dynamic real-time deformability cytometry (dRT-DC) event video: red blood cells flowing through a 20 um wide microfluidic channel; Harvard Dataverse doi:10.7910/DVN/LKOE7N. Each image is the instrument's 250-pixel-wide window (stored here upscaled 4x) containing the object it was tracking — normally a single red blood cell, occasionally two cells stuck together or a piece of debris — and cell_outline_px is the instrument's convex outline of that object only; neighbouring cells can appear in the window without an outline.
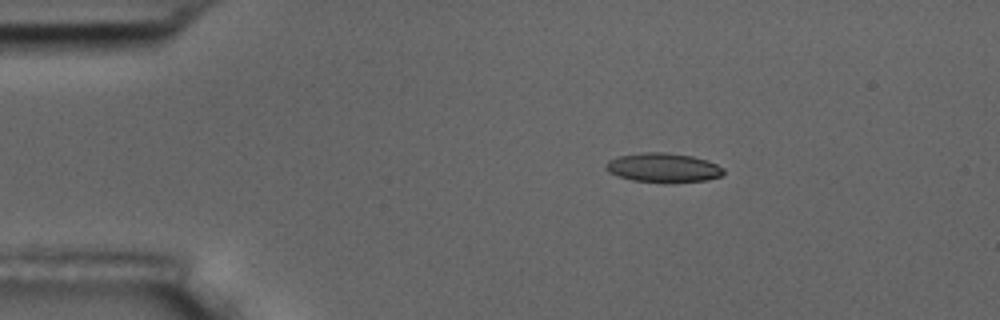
{"species": "common noctule bat (a hibernating species)", "species_latin": "Nyctalus noctula", "temperature_condition": "room temperature", "stored_images_in_passage": 3, "camera_frame_rate_fps": 3000, "um_per_image_px": 0.085, "animal": {"sex": "male", "body_mass_g": 17.5, "forearm_length_mm": 52.3}, "frame": {"image": 1, "passage_image": 1, "time_ms": 0.0, "image_size_px": [1000, 320], "cell_outline_px": [[724, 172], [720, 176], [708, 180], [632, 180], [608, 172], [604, 168], [604, 164], [608, 160], [620, 156], [644, 152], [664, 152], [692, 156], [708, 160], [724, 168]], "centroid_in_image_um": [56.35, 14.21], "position_along_channel_um": 28.6, "area_um2": 19.31}}